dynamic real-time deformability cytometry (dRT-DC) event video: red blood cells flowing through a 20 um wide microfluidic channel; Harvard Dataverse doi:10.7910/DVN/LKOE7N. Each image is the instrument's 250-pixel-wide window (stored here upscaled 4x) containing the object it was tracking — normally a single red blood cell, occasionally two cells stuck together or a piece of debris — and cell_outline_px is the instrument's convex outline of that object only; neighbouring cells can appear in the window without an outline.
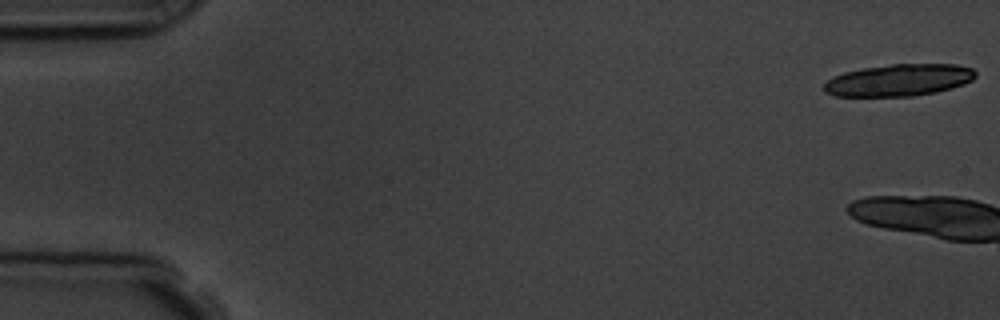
{"species": "common noctule bat (a hibernating species)", "species_latin": "Nyctalus noctula", "temperature_condition": "room temperature", "stored_images_in_passage": 4, "camera_frame_rate_fps": 3000, "um_per_image_px": 0.085, "animal": {"sex": "male", "body_mass_g": 19.5, "forearm_length_mm": 54.6}, "frame": {"image": 1, "passage_image": 1, "time_ms": 0.0, "image_size_px": [1000, 320], "cell_outline_px": [[976, 76], [972, 80], [964, 84], [952, 88], [936, 92], [912, 96], [836, 96], [824, 92], [824, 84], [832, 76], [844, 72], [864, 68], [892, 64], [956, 64], [972, 68], [976, 72]], "centroid_in_image_um": [76.41, 6.81], "position_along_channel_um": 8.6, "area_um2": 28.26}}